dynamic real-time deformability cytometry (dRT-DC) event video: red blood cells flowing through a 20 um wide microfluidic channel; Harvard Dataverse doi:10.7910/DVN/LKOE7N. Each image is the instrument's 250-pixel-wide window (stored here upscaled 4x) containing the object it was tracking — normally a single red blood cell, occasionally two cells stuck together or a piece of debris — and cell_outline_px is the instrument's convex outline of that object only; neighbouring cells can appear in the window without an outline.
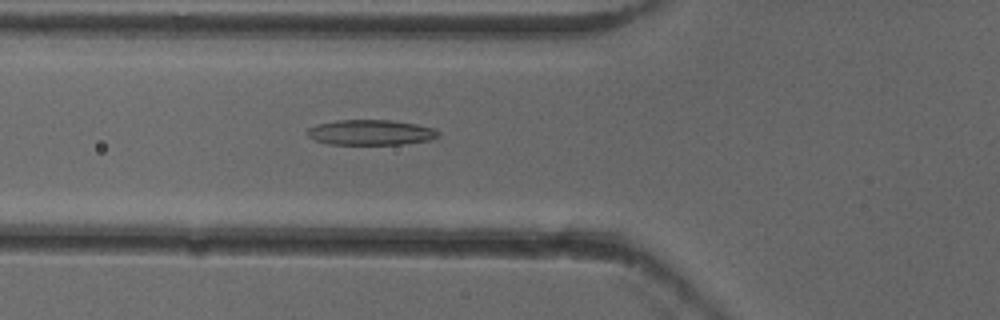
{"species": "common noctule bat (a hibernating species)", "species_latin": "Nyctalus noctula", "temperature_condition": "cold", "stored_images_in_passage": 53, "camera_frame_rate_fps": 3000, "um_per_image_px": 0.085, "animal": {"sex": "female"}, "frame": {"image": 1, "passage_image": 20, "time_ms": 6.333, "image_size_px": [1000, 320], "cell_outline_px": [[440, 136], [432, 140], [400, 144], [328, 144], [316, 140], [308, 136], [304, 132], [308, 128], [316, 124], [336, 120], [388, 120], [416, 124], [436, 128], [440, 132]], "centroid_in_image_um": [31.52, 11.25], "position_along_channel_um": 94.3, "area_um2": 19.48}}
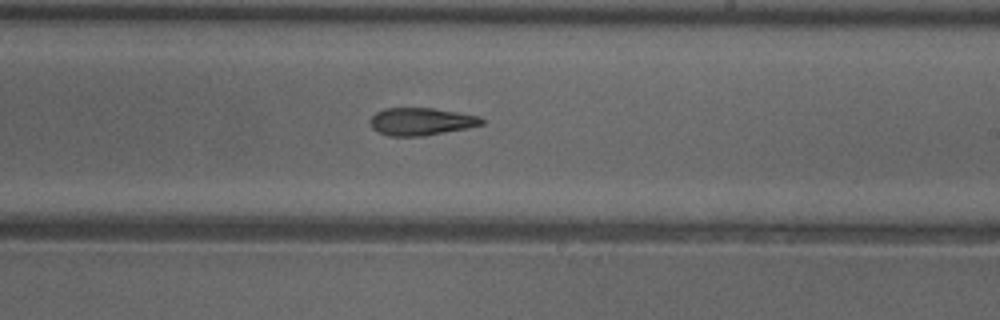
{"frame": {"image": 2, "passage_image": 32, "time_ms": 10.333, "image_size_px": [1000, 320], "cell_outline_px": [[484, 124], [468, 128], [424, 136], [388, 136], [372, 128], [368, 120], [376, 112], [384, 108], [432, 108], [480, 116], [484, 120]], "centroid_in_image_um": [35.79, 10.33], "position_along_channel_um": 253.2, "area_um2": 17.98}}
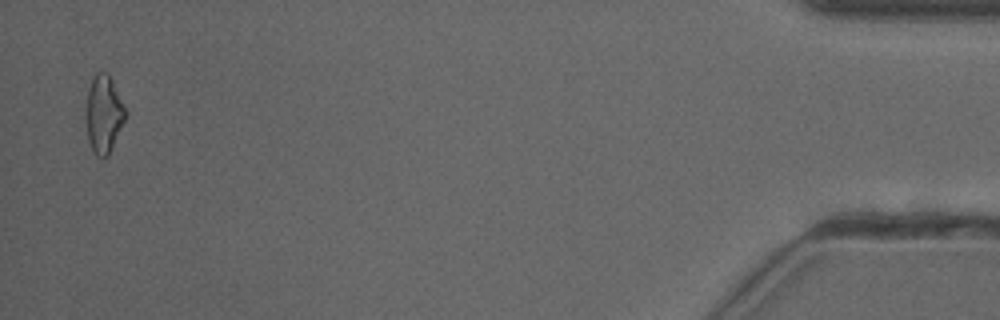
{"frame": {"image": 3, "passage_image": 52, "time_ms": 17.0, "image_size_px": [1000, 320], "cell_outline_px": [[128, 112], [108, 156], [104, 160], [100, 160], [96, 156], [88, 140], [84, 120], [84, 112], [88, 92], [92, 76], [96, 72], [108, 72]], "centroid_in_image_um": [8.79, 9.71], "position_along_channel_um": 426.4, "area_um2": 18.38}, "authors_computed_cell_mechanics": {"area_um2": 18.496, "velocity_mm_per_s": 3.962, "shape_relaxation_time_tau1_ms": null, "shape_relaxation_time_tau2_ms": 10.895, "deformation_change_tau1": null, "deformation_change_tau2": 0.255}}